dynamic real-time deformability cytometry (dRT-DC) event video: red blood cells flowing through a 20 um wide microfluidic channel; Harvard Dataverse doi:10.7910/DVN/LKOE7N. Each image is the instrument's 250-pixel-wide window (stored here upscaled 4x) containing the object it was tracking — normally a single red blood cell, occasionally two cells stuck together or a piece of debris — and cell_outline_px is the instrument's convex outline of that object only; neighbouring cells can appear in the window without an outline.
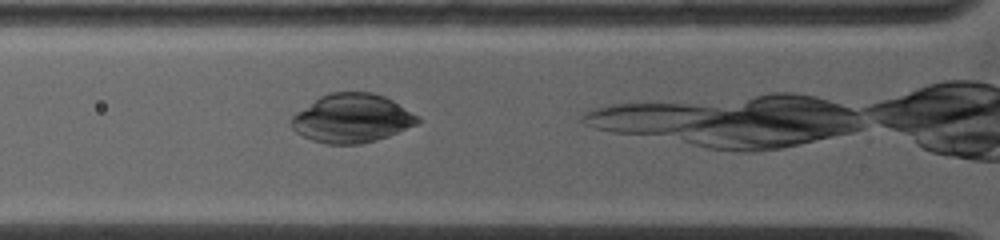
{"species": "common noctule bat (a hibernating species)", "species_latin": "Nyctalus noctula", "temperature_condition": "warm", "stored_images_in_passage": 27, "camera_frame_rate_fps": 5000, "um_per_image_px": 0.085, "animal": {"sex": "female", "body_mass_g": 19.0, "forearm_length_mm": 53.3}, "frame": {"image": 1, "passage_image": 4, "time_ms": 1.2, "image_size_px": [1000, 240], "cell_outline_px": [[420, 120], [416, 124], [388, 136], [376, 140], [360, 144], [328, 144], [312, 140], [296, 132], [292, 128], [292, 116], [296, 112], [320, 96], [332, 92], [372, 92], [384, 96], [392, 100], [420, 116]], "centroid_in_image_um": [29.92, 10.05], "position_along_channel_um": 95.9, "area_um2": 35.66}}
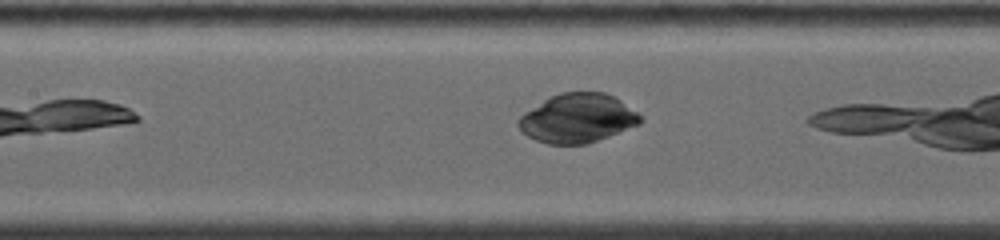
{"frame": {"image": 2, "passage_image": 9, "time_ms": 2.8, "image_size_px": [1000, 240], "cell_outline_px": [[644, 120], [640, 124], [608, 136], [584, 144], [548, 144], [536, 140], [520, 132], [516, 124], [520, 116], [524, 112], [544, 100], [560, 92], [604, 92], [620, 100], [644, 116]], "centroid_in_image_um": [49.09, 10.05], "position_along_channel_um": 158.3, "area_um2": 34.8}}
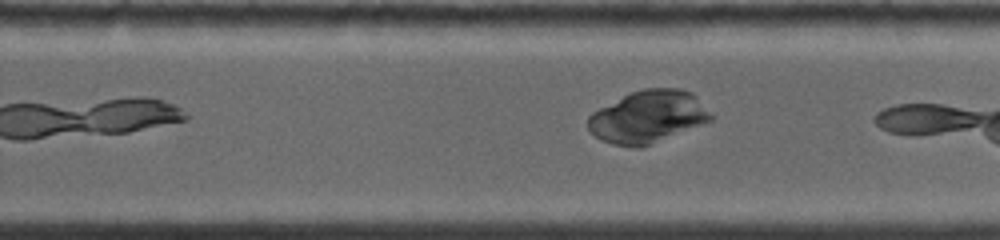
{"frame": {"image": 3, "passage_image": 18, "time_ms": 5.8, "image_size_px": [1000, 240], "cell_outline_px": [[712, 120], [640, 148], [636, 148], [612, 144], [600, 140], [588, 128], [588, 116], [592, 112], [632, 92], [644, 88], [680, 88], [692, 92], [696, 96], [712, 116]], "centroid_in_image_um": [55.06, 9.93], "position_along_channel_um": 274.7, "area_um2": 36.99}}